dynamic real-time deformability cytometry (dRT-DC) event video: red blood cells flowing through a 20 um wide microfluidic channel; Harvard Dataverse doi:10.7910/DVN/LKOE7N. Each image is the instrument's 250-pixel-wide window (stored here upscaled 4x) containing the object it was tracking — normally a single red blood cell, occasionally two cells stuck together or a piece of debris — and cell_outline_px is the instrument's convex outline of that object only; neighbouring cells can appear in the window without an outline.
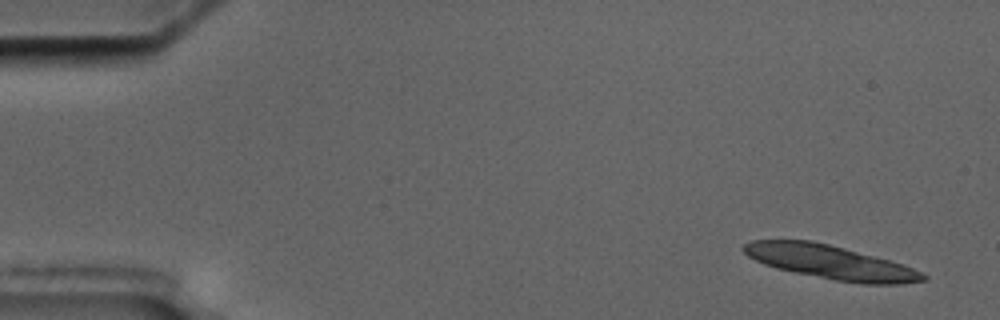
{"species": "common noctule bat (a hibernating species)", "species_latin": "Nyctalus noctula", "temperature_condition": "cold", "stored_images_in_passage": 5, "camera_frame_rate_fps": 3000, "um_per_image_px": 0.085, "animal": {"sex": "male", "body_mass_g": 17.5, "forearm_length_mm": 52.3}, "frame": {"image": 1, "passage_image": 1, "time_ms": 0.0, "image_size_px": [1000, 320], "cell_outline_px": [[928, 280], [900, 284], [864, 284], [836, 280], [776, 268], [764, 264], [748, 256], [740, 248], [744, 244], [752, 240], [812, 240], [844, 248], [904, 264], [928, 276]], "centroid_in_image_um": [70.59, 22.28], "position_along_channel_um": 14.4, "area_um2": 35.08}}